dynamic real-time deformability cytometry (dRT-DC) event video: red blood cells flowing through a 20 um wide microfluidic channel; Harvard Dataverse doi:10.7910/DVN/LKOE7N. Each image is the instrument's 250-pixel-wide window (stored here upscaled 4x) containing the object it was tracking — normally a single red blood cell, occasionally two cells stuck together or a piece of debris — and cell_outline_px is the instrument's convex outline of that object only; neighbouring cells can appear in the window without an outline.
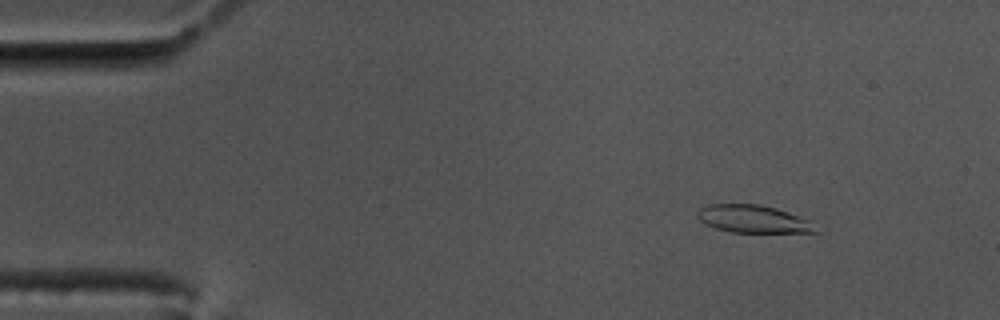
{"species": "common noctule bat (a hibernating species)", "species_latin": "Nyctalus noctula", "temperature_condition": "cold", "stored_images_in_passage": 58, "camera_frame_rate_fps": 3000, "um_per_image_px": 0.085, "animal": {"sex": "male", "body_mass_g": 17.5, "forearm_length_mm": 52.3}, "frame": {"image": 1, "passage_image": 7, "time_ms": 2.0, "image_size_px": [1000, 320], "cell_outline_px": [[820, 232], [732, 232], [716, 228], [700, 220], [696, 216], [696, 212], [700, 208], [708, 204], [760, 204], [776, 208], [788, 212], [808, 220]], "centroid_in_image_um": [63.99, 18.6], "position_along_channel_um": 21.0, "area_um2": 18.84}}
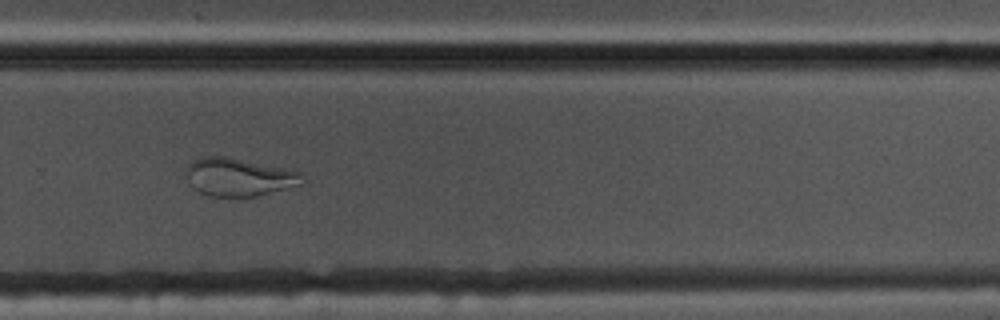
{"frame": {"image": 2, "passage_image": 39, "time_ms": 12.667, "image_size_px": [1000, 320], "cell_outline_px": [[300, 184], [256, 196], [208, 196], [192, 188], [184, 172], [184, 168], [192, 160], [200, 156], [228, 156], [300, 172]], "centroid_in_image_um": [20.16, 15.03], "position_along_channel_um": 309.6, "area_um2": 25.49}}
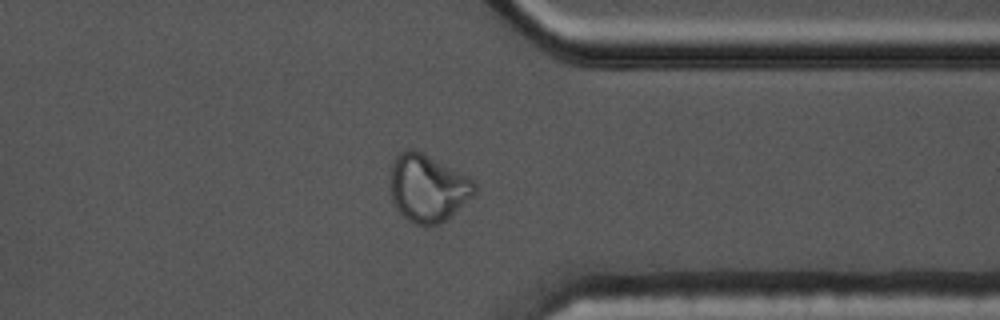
{"frame": {"image": 3, "passage_image": 45, "time_ms": 14.667, "image_size_px": [1000, 320], "cell_outline_px": [[476, 192], [472, 196], [440, 224], [416, 224], [408, 220], [396, 208], [392, 200], [392, 160], [400, 152], [408, 148], [412, 148], [468, 176], [476, 184]], "centroid_in_image_um": [36.35, 15.97], "position_along_channel_um": 375.0, "area_um2": 32.37}, "authors_computed_cell_mechanics": {"area_um2": 20.23, "velocity_mm_per_s": 3.4674, "shape_relaxation_time_tau1_ms": null, "shape_relaxation_time_tau2_ms": 1.3917, "deformation_change_tau1": null, "deformation_change_tau2": 0.0672}}